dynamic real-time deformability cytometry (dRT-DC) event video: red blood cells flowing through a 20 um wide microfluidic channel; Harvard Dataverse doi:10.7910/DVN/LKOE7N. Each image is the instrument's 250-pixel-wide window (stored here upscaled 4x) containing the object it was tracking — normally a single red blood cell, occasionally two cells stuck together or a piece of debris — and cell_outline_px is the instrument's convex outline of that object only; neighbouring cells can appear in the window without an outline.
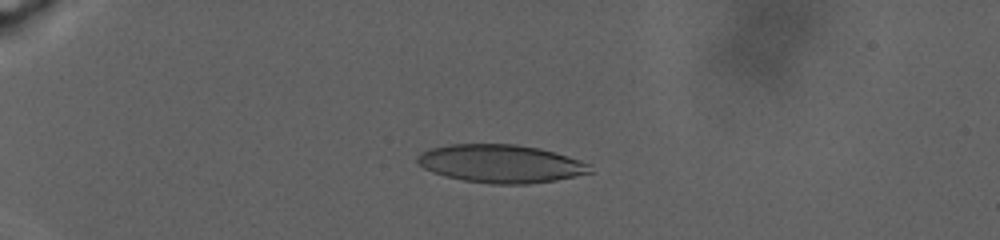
{"species": "human", "species_latin": "Homo sapiens", "temperature_condition": "warm", "stored_images_in_passage": 73, "camera_frame_rate_fps": 3000, "um_per_image_px": 0.085, "donor": {"sex": "male"}, "frame": {"image": 1, "passage_image": 29, "time_ms": 9.0, "image_size_px": [1000, 240], "cell_outline_px": [[596, 172], [556, 180], [528, 184], [488, 184], [464, 180], [444, 176], [432, 172], [424, 168], [416, 160], [416, 156], [420, 152], [432, 148], [448, 144], [516, 144], [540, 148], [568, 156], [592, 164]], "centroid_in_image_um": [42.61, 13.91], "position_along_channel_um": 42.4, "area_um2": 38.78}}
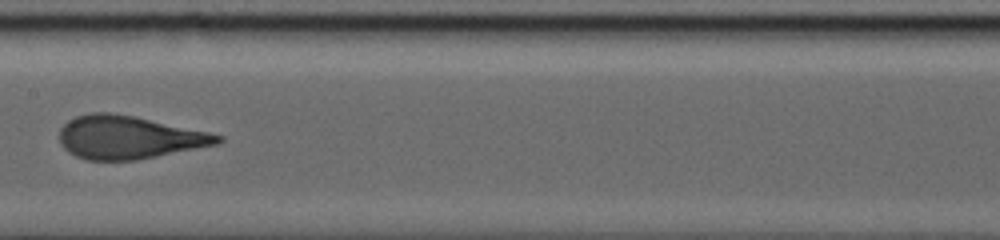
{"frame": {"image": 2, "passage_image": 53, "time_ms": 18.667, "image_size_px": [1000, 240], "cell_outline_px": [[224, 140], [216, 144], [136, 160], [88, 160], [76, 156], [68, 152], [60, 144], [60, 128], [68, 120], [76, 116], [92, 112], [112, 112], [132, 116], [208, 132], [224, 136]], "centroid_in_image_um": [10.9, 11.67], "position_along_channel_um": 196.5, "area_um2": 39.3}}
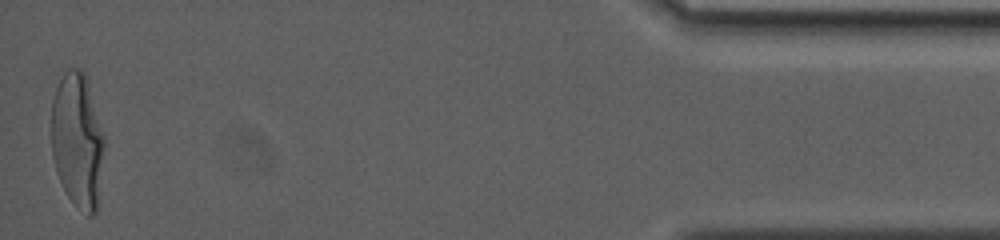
{"frame": {"image": 3, "passage_image": 73, "time_ms": 32.0, "image_size_px": [1000, 240], "cell_outline_px": [[104, 144], [96, 212], [92, 216], [88, 216], [76, 208], [68, 196], [56, 172], [52, 156], [52, 100], [56, 88], [64, 72], [68, 68], [80, 68], [84, 72], [88, 84], [104, 136]], "centroid_in_image_um": [6.57, 11.95], "position_along_channel_um": 428.6, "area_um2": 41.21}, "authors_computed_cell_mechanics": {"area_um2": 39.1306, "velocity_mm_per_s": 2.2604, "shape_relaxation_time_tau1_ms": 9.7574, "shape_relaxation_time_tau2_ms": null, "deformation_change_tau1": 0.2671, "deformation_change_tau2": null}}